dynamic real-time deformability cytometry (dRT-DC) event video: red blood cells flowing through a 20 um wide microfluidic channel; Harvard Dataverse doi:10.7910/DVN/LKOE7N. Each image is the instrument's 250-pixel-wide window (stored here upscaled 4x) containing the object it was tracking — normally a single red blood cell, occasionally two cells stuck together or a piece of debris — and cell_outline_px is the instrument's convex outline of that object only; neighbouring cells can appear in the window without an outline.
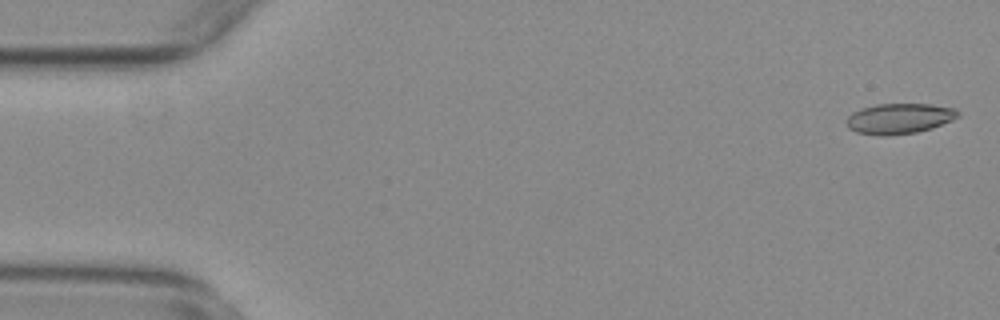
{"species": "common noctule bat (a hibernating species)", "species_latin": "Nyctalus noctula", "temperature_condition": "warm", "stored_images_in_passage": 55, "camera_frame_rate_fps": 3000, "um_per_image_px": 0.085, "animal": {"sex": "female", "body_mass_g": 29.2, "forearm_length_mm": 56.3}, "frame": {"image": 1, "passage_image": 2, "time_ms": 0.333, "image_size_px": [1000, 320], "cell_outline_px": [[960, 116], [952, 120], [932, 128], [916, 132], [888, 136], [880, 136], [856, 132], [848, 128], [844, 120], [852, 112], [860, 108], [876, 104], [932, 104], [956, 108], [960, 112]], "centroid_in_image_um": [76.42, 10.07], "position_along_channel_um": 8.6, "area_um2": 20.11}}
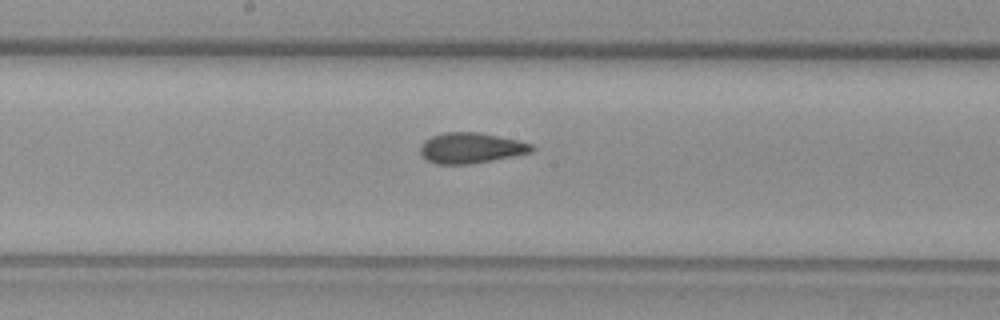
{"frame": {"image": 2, "passage_image": 29, "time_ms": 9.333, "image_size_px": [1000, 320], "cell_outline_px": [[536, 148], [532, 152], [492, 160], [468, 164], [436, 164], [420, 156], [420, 144], [424, 140], [432, 136], [444, 132], [476, 132], [516, 140], [532, 144]], "centroid_in_image_um": [39.98, 12.58], "position_along_channel_um": 208.2, "area_um2": 19.77}}
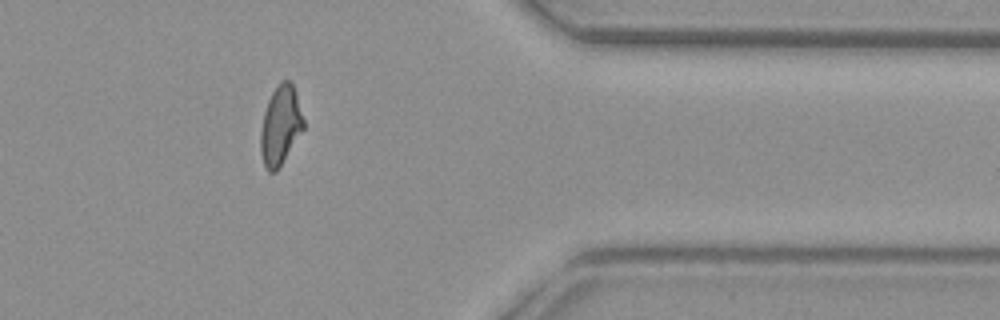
{"frame": {"image": 3, "passage_image": 45, "time_ms": 14.667, "image_size_px": [1000, 320], "cell_outline_px": [[304, 128], [276, 172], [268, 172], [264, 164], [260, 152], [260, 132], [264, 112], [268, 100], [276, 84], [284, 80], [288, 80], [292, 84], [296, 92], [304, 120]], "centroid_in_image_um": [23.83, 10.65], "position_along_channel_um": 387.6, "area_um2": 19.71}, "authors_computed_cell_mechanics": {"area_um2": 19.941, "velocity_mm_per_s": 3.7536, "shape_relaxation_time_tau1_ms": null, "shape_relaxation_time_tau2_ms": 1.456, "deformation_change_tau1": null, "deformation_change_tau2": 0.082}}